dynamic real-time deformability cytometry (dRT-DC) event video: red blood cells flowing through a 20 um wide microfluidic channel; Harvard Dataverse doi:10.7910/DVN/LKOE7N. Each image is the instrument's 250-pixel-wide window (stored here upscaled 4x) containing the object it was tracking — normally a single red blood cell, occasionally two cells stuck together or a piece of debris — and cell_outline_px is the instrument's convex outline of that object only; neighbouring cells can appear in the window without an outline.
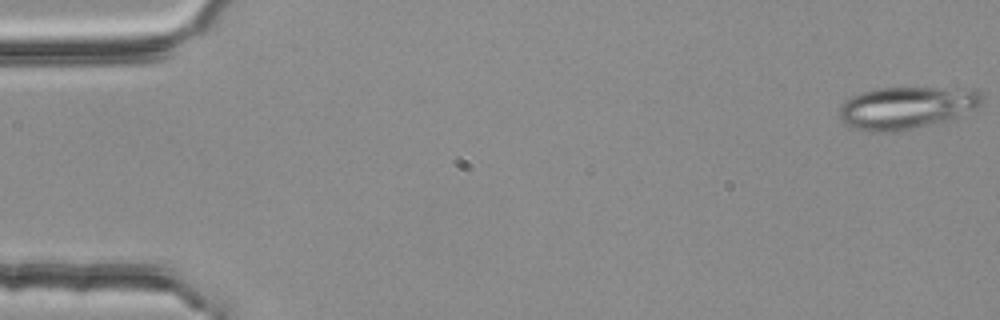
{"species": "common noctule bat (a hibernating species)", "species_latin": "Nyctalus noctula", "temperature_condition": "room temperature", "stored_images_in_passage": 5, "camera_frame_rate_fps": 3000, "um_per_image_px": 0.085, "animal": {"sex": "female", "body_mass_g": 25.1}, "frame": {"image": 1, "passage_image": 1, "time_ms": 0.0, "image_size_px": [1000, 320], "cell_outline_px": [[984, 100], [976, 108], [952, 120], [912, 128], [880, 132], [872, 132], [856, 128], [848, 124], [840, 116], [840, 104], [852, 96], [860, 92], [876, 88], [976, 88], [984, 92]], "centroid_in_image_um": [77.15, 9.12], "position_along_channel_um": 7.9, "area_um2": 35.26}}